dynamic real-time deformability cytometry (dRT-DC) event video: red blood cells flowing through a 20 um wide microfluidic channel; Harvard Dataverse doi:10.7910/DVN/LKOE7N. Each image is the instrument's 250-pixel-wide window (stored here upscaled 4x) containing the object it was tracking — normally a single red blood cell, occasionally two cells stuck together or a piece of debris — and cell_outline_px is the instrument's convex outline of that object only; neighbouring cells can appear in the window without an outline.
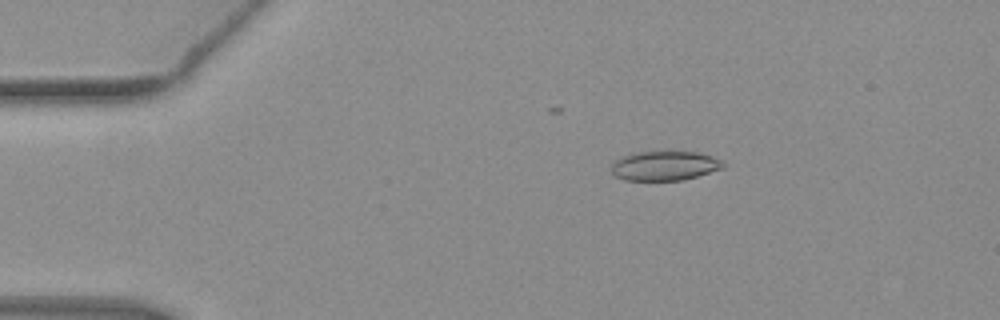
{"species": "common noctule bat (a hibernating species)", "species_latin": "Nyctalus noctula", "temperature_condition": "warm", "stored_images_in_passage": 52, "camera_frame_rate_fps": 3000, "um_per_image_px": 0.085, "animal": {"sex": "female", "body_mass_g": 19.3, "forearm_length_mm": 54.1}, "frame": {"image": 1, "passage_image": 9, "time_ms": 2.667, "image_size_px": [1000, 320], "cell_outline_px": [[724, 168], [684, 180], [624, 180], [616, 176], [612, 172], [612, 164], [620, 156], [636, 152], [696, 152], [712, 156], [720, 160], [724, 164]], "centroid_in_image_um": [56.49, 14.09], "position_along_channel_um": 28.5, "area_um2": 19.07}}
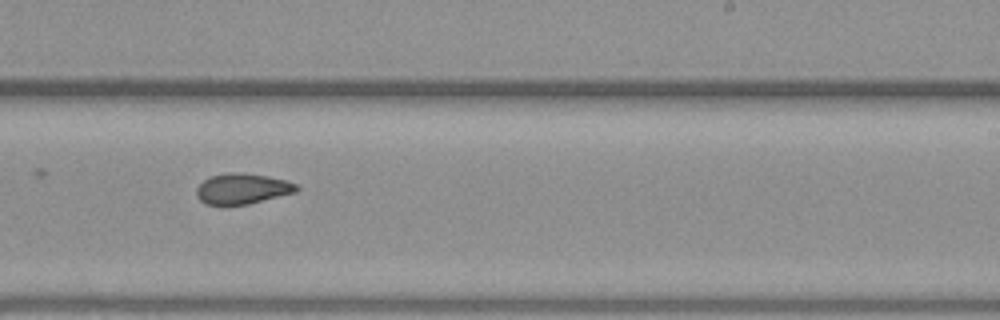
{"frame": {"image": 2, "passage_image": 32, "time_ms": 10.333, "image_size_px": [1000, 320], "cell_outline_px": [[300, 188], [296, 192], [248, 204], [204, 204], [196, 196], [196, 188], [204, 180], [212, 176], [232, 172], [244, 172], [288, 180], [296, 184]], "centroid_in_image_um": [20.61, 16.03], "position_along_channel_um": 268.4, "area_um2": 17.74}}
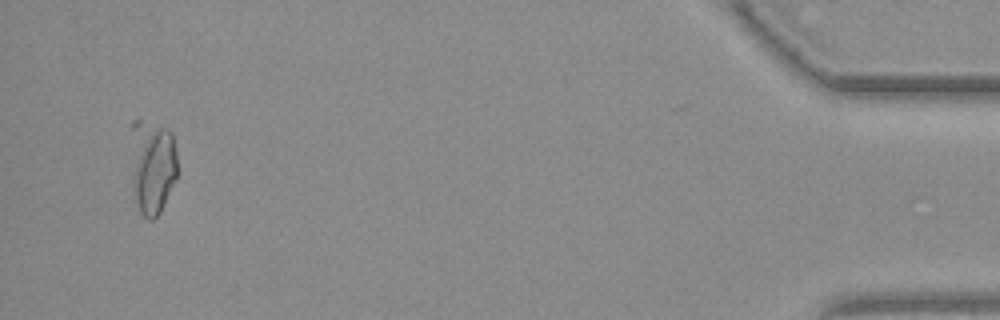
{"frame": {"image": 3, "passage_image": 50, "time_ms": 16.333, "image_size_px": [1000, 320], "cell_outline_px": [[176, 180], [160, 212], [152, 220], [148, 220], [140, 212], [136, 200], [132, 184], [128, 124], [136, 116], [140, 116], [168, 128], [172, 132], [176, 152]], "centroid_in_image_um": [12.88, 13.99], "position_along_channel_um": 422.3, "area_um2": 27.11}, "authors_computed_cell_mechanics": {"area_um2": 18.5538, "velocity_mm_per_s": 3.9449, "shape_relaxation_time_tau1_ms": null, "shape_relaxation_time_tau2_ms": 1.629, "deformation_change_tau1": null, "deformation_change_tau2": 0.0615}}